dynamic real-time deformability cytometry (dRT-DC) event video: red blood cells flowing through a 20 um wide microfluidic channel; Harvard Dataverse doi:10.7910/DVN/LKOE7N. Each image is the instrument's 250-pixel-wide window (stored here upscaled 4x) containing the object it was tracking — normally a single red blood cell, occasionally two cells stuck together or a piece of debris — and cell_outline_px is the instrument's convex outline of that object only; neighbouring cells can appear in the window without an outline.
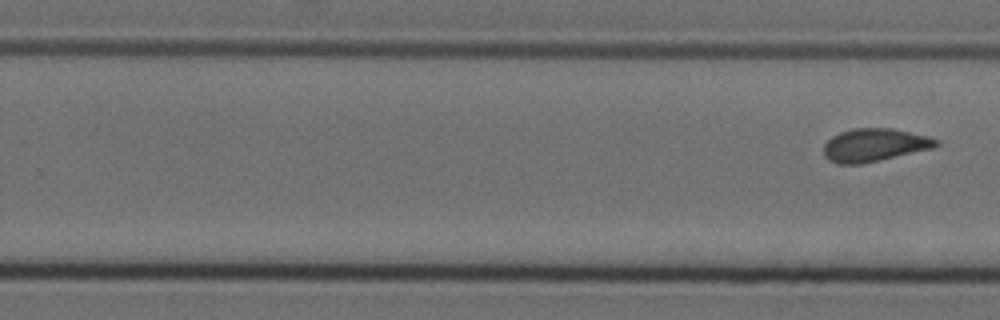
{"species": "Egyptian fruit bat (a non-hibernating species)", "species_latin": "Rousettus aegyptiacus", "temperature_condition": "cold", "stored_images_in_passage": 12, "segment_of_instrument_passage": [2, 2], "camera_frame_rate_fps": 3000, "um_per_image_px": 0.085, "animal": {"sex": "female"}, "frame": {"image": 1, "passage_image": 12, "time_ms": 3.667, "image_size_px": [1000, 320], "cell_outline_px": [[940, 144], [932, 148], [860, 164], [836, 164], [828, 160], [824, 156], [824, 144], [832, 136], [840, 132], [852, 128], [892, 128], [928, 136], [940, 140]], "centroid_in_image_um": [74.3, 12.32], "position_along_channel_um": 255.5, "area_um2": 21.56}}